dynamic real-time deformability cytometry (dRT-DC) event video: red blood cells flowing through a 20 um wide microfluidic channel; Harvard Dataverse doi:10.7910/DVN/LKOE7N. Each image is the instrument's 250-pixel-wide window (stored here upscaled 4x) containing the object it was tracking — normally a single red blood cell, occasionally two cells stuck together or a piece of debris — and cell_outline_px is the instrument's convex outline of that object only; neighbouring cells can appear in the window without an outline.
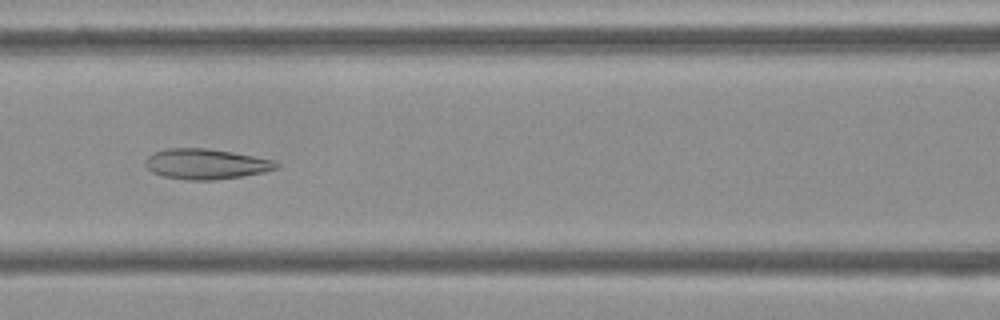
{"species": "Egyptian fruit bat (a non-hibernating species)", "species_latin": "Rousettus aegyptiacus", "temperature_condition": "cold", "stored_images_in_passage": 53, "camera_frame_rate_fps": 3000, "um_per_image_px": 0.085, "frame": {"image": 1, "passage_image": 23, "time_ms": 7.333, "image_size_px": [1000, 320], "cell_outline_px": [[280, 164], [276, 168], [264, 172], [216, 180], [188, 180], [164, 176], [152, 172], [144, 164], [144, 160], [152, 152], [168, 148], [204, 148], [232, 152], [272, 160]], "centroid_in_image_um": [17.45, 13.94], "position_along_channel_um": 149.1, "area_um2": 23.0}}
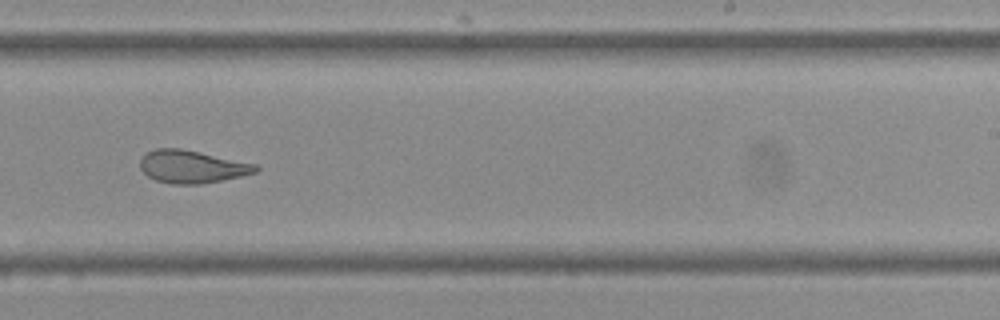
{"frame": {"image": 2, "passage_image": 33, "time_ms": 10.667, "image_size_px": [1000, 320], "cell_outline_px": [[260, 168], [256, 172], [240, 176], [200, 184], [172, 184], [156, 180], [148, 176], [140, 168], [140, 160], [144, 152], [156, 148], [180, 148], [256, 164]], "centroid_in_image_um": [16.27, 14.16], "position_along_channel_um": 272.7, "area_um2": 21.91}}
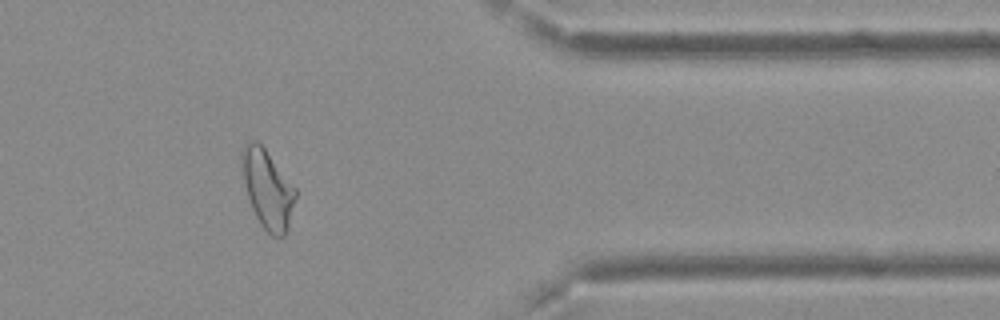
{"frame": {"image": 3, "passage_image": 44, "time_ms": 14.333, "image_size_px": [1000, 320], "cell_outline_px": [[296, 196], [288, 232], [284, 236], [272, 236], [260, 224], [252, 208], [248, 196], [244, 180], [240, 156], [240, 152], [248, 140], [256, 140], [264, 148], [296, 188]], "centroid_in_image_um": [22.75, 16.08], "position_along_channel_um": 388.6, "area_um2": 24.45}, "authors_computed_cell_mechanics": {"area_um2": 25.5476, "velocity_mm_per_s": 3.716, "shape_relaxation_time_tau1_ms": null, "shape_relaxation_time_tau2_ms": 1.9408, "deformation_change_tau1": null, "deformation_change_tau2": 0.1041}}